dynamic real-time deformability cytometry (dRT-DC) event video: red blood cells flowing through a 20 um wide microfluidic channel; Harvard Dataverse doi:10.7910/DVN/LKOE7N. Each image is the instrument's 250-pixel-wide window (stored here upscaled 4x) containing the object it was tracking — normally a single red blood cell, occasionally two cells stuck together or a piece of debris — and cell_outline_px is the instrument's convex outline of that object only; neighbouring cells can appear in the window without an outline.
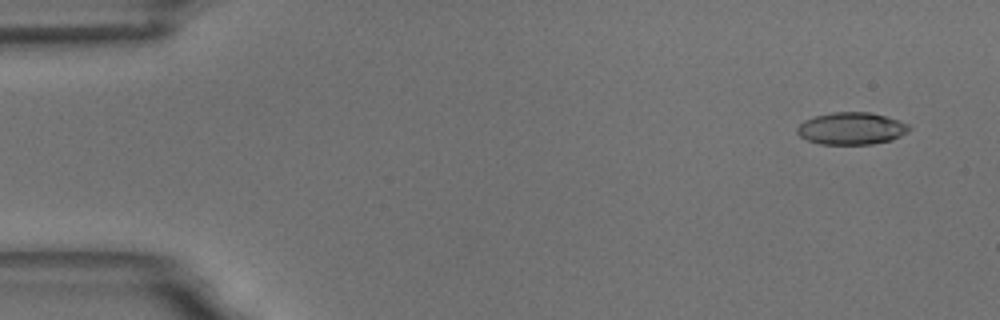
{"species": "common noctule bat (a hibernating species)", "species_latin": "Nyctalus noctula", "temperature_condition": "room temperature", "stored_images_in_passage": 58, "camera_frame_rate_fps": 3000, "um_per_image_px": 0.085, "animal": {"sex": "male", "body_mass_g": 18.8}, "frame": {"image": 1, "passage_image": 4, "time_ms": 1.0, "image_size_px": [1000, 320], "cell_outline_px": [[912, 128], [900, 136], [892, 140], [872, 144], [820, 144], [808, 140], [800, 136], [796, 132], [796, 128], [804, 120], [816, 116], [832, 112], [868, 112], [900, 120], [908, 124]], "centroid_in_image_um": [72.37, 10.92], "position_along_channel_um": 12.6, "area_um2": 20.98}}
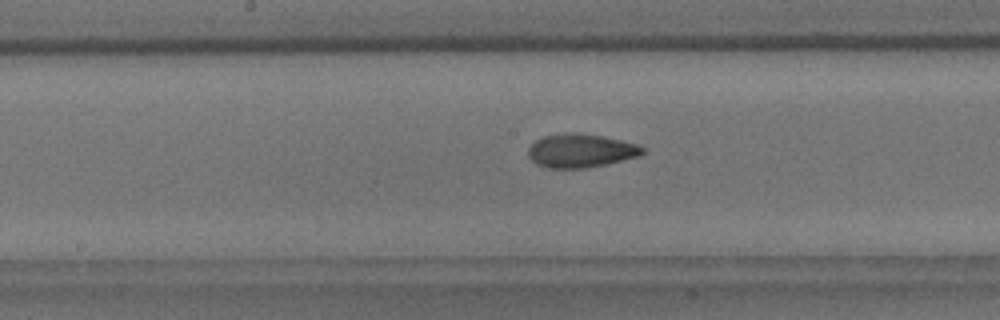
{"frame": {"image": 2, "passage_image": 30, "time_ms": 9.667, "image_size_px": [1000, 320], "cell_outline_px": [[644, 152], [640, 156], [588, 168], [548, 168], [536, 164], [528, 156], [528, 148], [536, 140], [544, 136], [572, 132], [604, 136], [636, 144], [644, 148]], "centroid_in_image_um": [49.35, 12.81], "position_along_channel_um": 198.8, "area_um2": 22.31}}
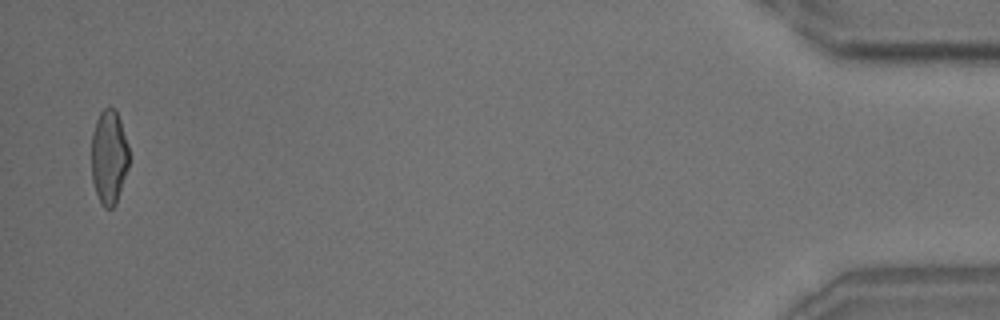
{"frame": {"image": 3, "passage_image": 57, "time_ms": 18.667, "image_size_px": [1000, 320], "cell_outline_px": [[128, 168], [116, 204], [112, 208], [104, 208], [100, 204], [92, 180], [92, 132], [96, 120], [100, 112], [108, 104], [116, 108], [128, 144]], "centroid_in_image_um": [9.26, 13.32], "position_along_channel_um": 425.9, "area_um2": 20.87}, "authors_computed_cell_mechanics": {"area_um2": 21.5016, "velocity_mm_per_s": 3.5009, "shape_relaxation_time_tau1_ms": 7.0603, "shape_relaxation_time_tau2_ms": 2.2966, "deformation_change_tau1": 0.192, "deformation_change_tau2": 0.0847}}